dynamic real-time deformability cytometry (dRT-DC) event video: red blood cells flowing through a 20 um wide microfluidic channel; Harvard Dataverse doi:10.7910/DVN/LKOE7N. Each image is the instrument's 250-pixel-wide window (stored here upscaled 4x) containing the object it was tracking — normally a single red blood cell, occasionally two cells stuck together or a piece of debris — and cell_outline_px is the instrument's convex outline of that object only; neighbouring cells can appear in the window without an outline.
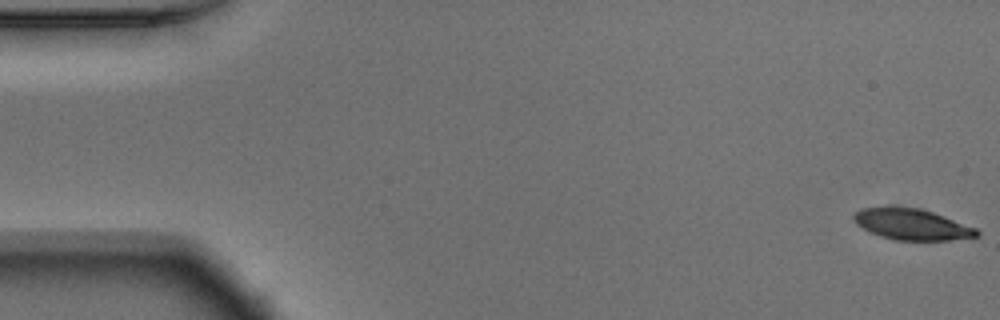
{"species": "Egyptian fruit bat (a non-hibernating species)", "species_latin": "Rousettus aegyptiacus", "temperature_condition": "warm", "stored_images_in_passage": 54, "camera_frame_rate_fps": 3000, "um_per_image_px": 0.085, "animal": {"sex": "male"}, "frame": {"image": 1, "passage_image": 1, "time_ms": 0.0, "image_size_px": [1000, 320], "cell_outline_px": [[980, 236], [948, 240], [896, 240], [880, 236], [856, 224], [852, 216], [856, 212], [864, 208], [916, 208], [932, 212], [944, 216], [976, 228], [980, 232]], "centroid_in_image_um": [77.54, 19.09], "position_along_channel_um": 7.5, "area_um2": 21.68}}
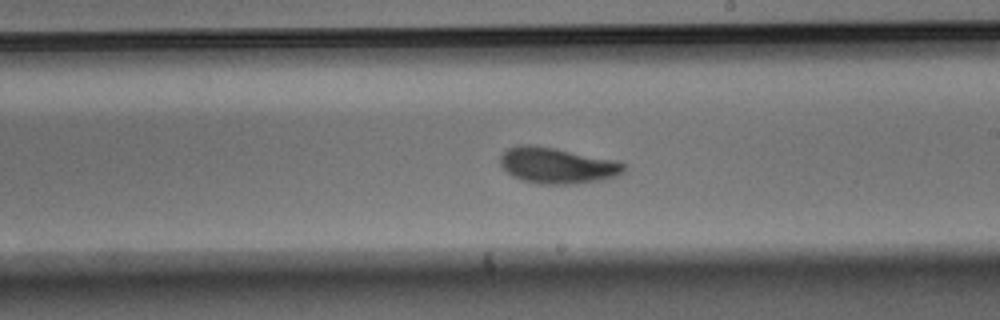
{"frame": {"image": 2, "passage_image": 31, "time_ms": 10.0, "image_size_px": [1000, 320], "cell_outline_px": [[624, 172], [616, 176], [600, 180], [576, 184], [540, 184], [520, 180], [512, 176], [500, 164], [500, 156], [508, 148], [516, 144], [532, 144], [556, 148], [620, 160], [624, 164]], "centroid_in_image_um": [47.37, 14.05], "position_along_channel_um": 241.6, "area_um2": 26.3}}
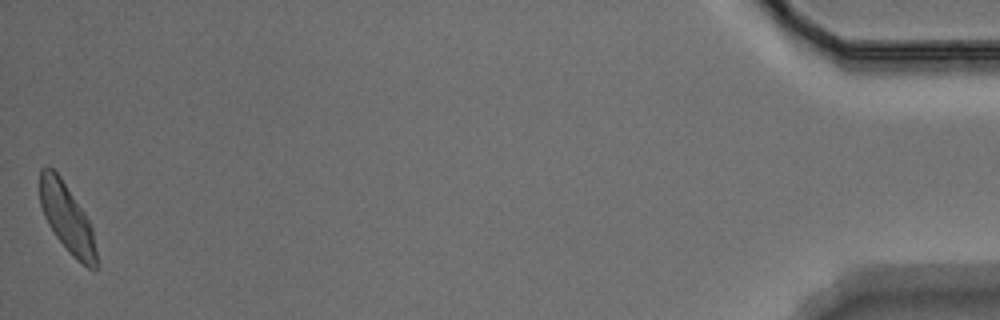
{"frame": {"image": 3, "passage_image": 54, "time_ms": 17.667, "image_size_px": [1000, 320], "cell_outline_px": [[96, 268], [88, 268], [72, 256], [68, 252], [56, 236], [48, 224], [44, 216], [40, 204], [40, 168], [48, 164], [60, 176], [84, 212], [92, 228], [96, 252]], "centroid_in_image_um": [5.66, 18.5], "position_along_channel_um": 429.5, "area_um2": 22.37}, "authors_computed_cell_mechanics": {"area_um2": 24.6228, "velocity_mm_per_s": 3.7128, "shape_relaxation_time_tau1_ms": 2.8548, "shape_relaxation_time_tau2_ms": 1.9352, "deformation_change_tau1": 0.1308, "deformation_change_tau2": 0.0793}}